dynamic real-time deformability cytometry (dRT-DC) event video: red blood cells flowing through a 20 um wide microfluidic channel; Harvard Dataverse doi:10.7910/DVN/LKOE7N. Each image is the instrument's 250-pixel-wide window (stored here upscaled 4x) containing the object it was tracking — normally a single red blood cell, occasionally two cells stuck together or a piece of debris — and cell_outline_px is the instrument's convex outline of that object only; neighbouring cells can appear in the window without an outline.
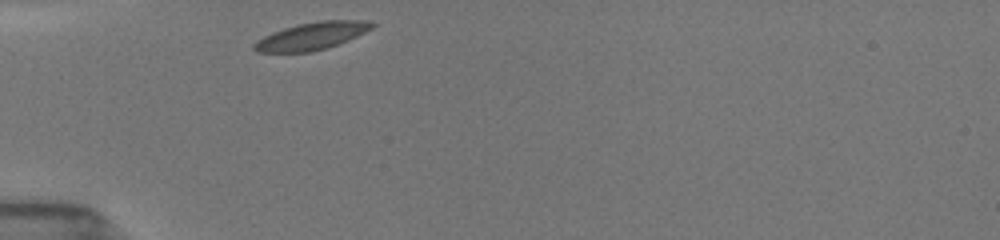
{"species": "common noctule bat (a hibernating species)", "species_latin": "Nyctalus noctula", "temperature_condition": "room temperature", "stored_images_in_passage": 30, "camera_frame_rate_fps": 3000, "um_per_image_px": 0.085, "animal": {"sex": "female", "body_mass_g": 19.5, "forearm_length_mm": 54.1}, "frame": {"image": 1, "passage_image": 1, "time_ms": 0.0, "image_size_px": [1000, 240], "cell_outline_px": [[376, 24], [372, 28], [348, 40], [328, 48], [312, 52], [256, 52], [252, 48], [252, 44], [256, 40], [272, 32], [296, 24], [320, 20], [360, 20]], "centroid_in_image_um": [26.45, 3.07], "position_along_channel_um": 58.6, "area_um2": 18.9}}
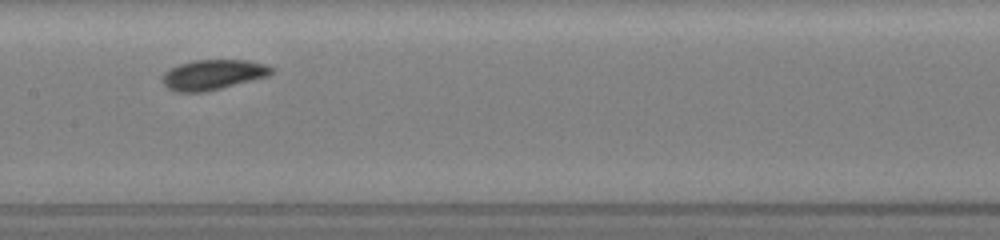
{"frame": {"image": 2, "passage_image": 12, "time_ms": 3.667, "image_size_px": [1000, 240], "cell_outline_px": [[272, 72], [268, 76], [204, 92], [176, 92], [168, 88], [160, 80], [164, 72], [180, 64], [196, 60], [248, 60], [264, 64], [272, 68]], "centroid_in_image_um": [18.06, 6.35], "position_along_channel_um": 189.3, "area_um2": 18.9}}
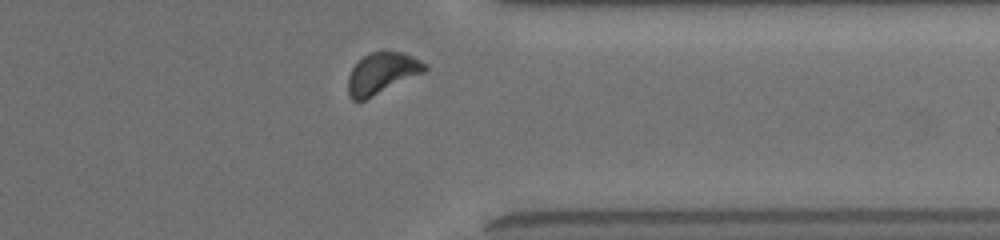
{"frame": {"image": 3, "passage_image": 27, "time_ms": 8.667, "image_size_px": [1000, 240], "cell_outline_px": [[428, 68], [424, 72], [364, 100], [352, 100], [348, 96], [348, 76], [352, 68], [364, 56], [372, 52], [384, 48], [404, 52], [428, 64]], "centroid_in_image_um": [32.48, 6.17], "position_along_channel_um": 378.9, "area_um2": 18.61}, "authors_computed_cell_mechanics": {"area_um2": 18.5827, "velocity_mm_per_s": 3.8418, "shape_relaxation_time_tau1_ms": 2.0029, "shape_relaxation_time_tau2_ms": null, "deformation_change_tau1": 0.064, "deformation_change_tau2": null}}